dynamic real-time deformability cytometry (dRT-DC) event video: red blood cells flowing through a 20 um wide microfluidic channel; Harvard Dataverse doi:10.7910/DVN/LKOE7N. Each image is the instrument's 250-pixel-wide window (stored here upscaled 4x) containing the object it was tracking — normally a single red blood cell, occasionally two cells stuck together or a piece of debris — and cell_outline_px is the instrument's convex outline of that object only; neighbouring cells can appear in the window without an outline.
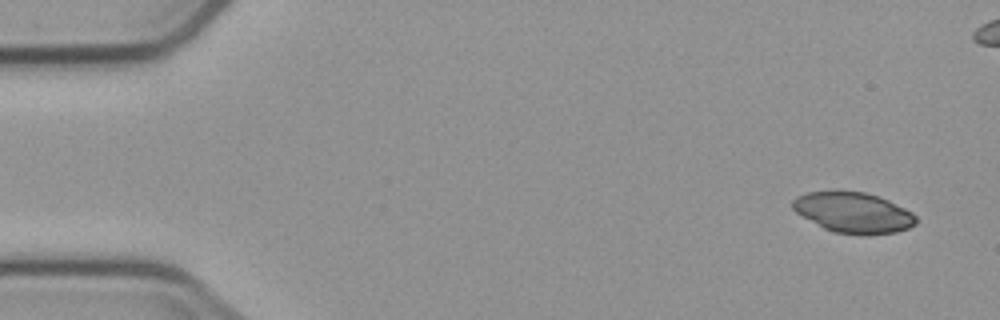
{"species": "common noctule bat (a hibernating species)", "species_latin": "Nyctalus noctula", "temperature_condition": "cold", "stored_images_in_passage": 5, "camera_frame_rate_fps": 3000, "um_per_image_px": 0.085, "animal": {"sex": "male", "body_mass_g": 23.1, "forearm_length_mm": 52.7}, "frame": {"image": 1, "passage_image": 1, "time_ms": 0.0, "image_size_px": [1000, 320], "cell_outline_px": [[916, 224], [908, 228], [896, 232], [868, 236], [864, 236], [832, 232], [824, 228], [796, 212], [792, 208], [792, 200], [796, 196], [808, 192], [864, 192], [880, 196], [912, 212], [916, 216]], "centroid_in_image_um": [72.55, 18.09], "position_along_channel_um": 12.4, "area_um2": 29.13}}